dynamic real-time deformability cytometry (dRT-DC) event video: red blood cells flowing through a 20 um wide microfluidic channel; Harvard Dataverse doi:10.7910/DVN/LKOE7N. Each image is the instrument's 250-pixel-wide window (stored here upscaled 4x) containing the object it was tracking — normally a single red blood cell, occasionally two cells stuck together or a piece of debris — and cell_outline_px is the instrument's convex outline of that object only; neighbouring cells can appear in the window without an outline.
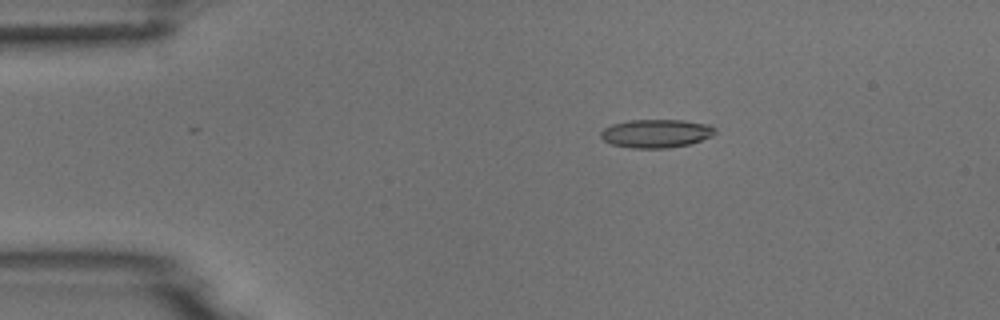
{"species": "common noctule bat (a hibernating species)", "species_latin": "Nyctalus noctula", "temperature_condition": "room temperature", "stored_images_in_passage": 5, "camera_frame_rate_fps": 3000, "um_per_image_px": 0.085, "animal": {"sex": "male", "body_mass_g": 18.8}, "frame": {"image": 1, "passage_image": 3, "time_ms": 0.667, "image_size_px": [1000, 320], "cell_outline_px": [[716, 132], [712, 136], [688, 144], [668, 148], [632, 148], [612, 144], [604, 140], [600, 136], [600, 132], [604, 128], [612, 124], [628, 120], [684, 120], [712, 124], [716, 128]], "centroid_in_image_um": [55.8, 11.33], "position_along_channel_um": 29.2, "area_um2": 19.02}}
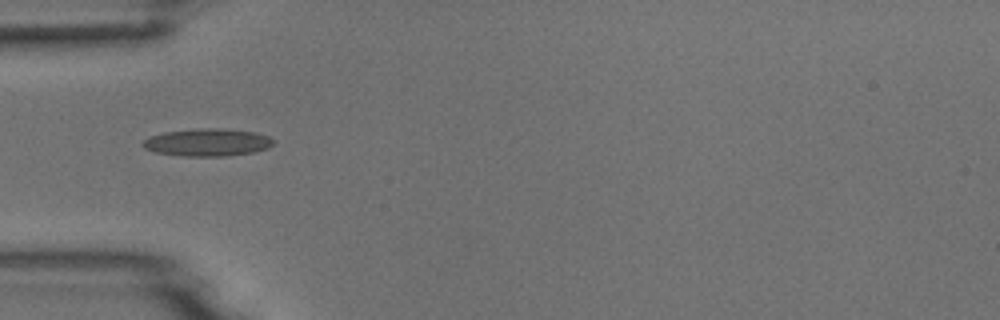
{"frame": {"image": 2, "passage_image": 5, "time_ms": 1.333, "image_size_px": [1000, 320], "cell_outline_px": [[276, 140], [268, 148], [252, 152], [224, 156], [184, 156], [156, 152], [144, 148], [140, 144], [148, 136], [164, 132], [196, 128], [220, 128], [256, 132], [268, 136]], "centroid_in_image_um": [17.62, 12.09], "position_along_channel_um": 67.4, "area_um2": 21.04}}